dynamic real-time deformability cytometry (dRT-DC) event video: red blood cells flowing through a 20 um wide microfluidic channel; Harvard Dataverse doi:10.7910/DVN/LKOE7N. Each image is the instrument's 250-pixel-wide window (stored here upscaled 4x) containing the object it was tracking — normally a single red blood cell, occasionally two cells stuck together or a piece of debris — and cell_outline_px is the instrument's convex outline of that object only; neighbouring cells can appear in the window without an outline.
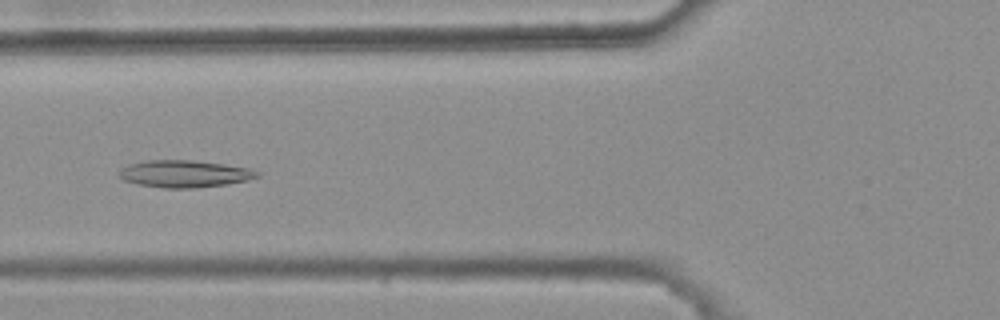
{"species": "common noctule bat (a hibernating species)", "species_latin": "Nyctalus noctula", "temperature_condition": "warm", "stored_images_in_passage": 6, "camera_frame_rate_fps": 3000, "um_per_image_px": 0.085, "animal": {"sex": "female", "body_mass_g": 25.1}, "frame": {"image": 1, "passage_image": 6, "time_ms": 1.667, "image_size_px": [1000, 320], "cell_outline_px": [[260, 176], [248, 180], [224, 184], [196, 188], [164, 188], [140, 184], [124, 180], [120, 176], [120, 168], [128, 164], [148, 160], [192, 160], [224, 164], [248, 168], [260, 172]], "centroid_in_image_um": [15.69, 14.77], "position_along_channel_um": 110.1, "area_um2": 21.68}}